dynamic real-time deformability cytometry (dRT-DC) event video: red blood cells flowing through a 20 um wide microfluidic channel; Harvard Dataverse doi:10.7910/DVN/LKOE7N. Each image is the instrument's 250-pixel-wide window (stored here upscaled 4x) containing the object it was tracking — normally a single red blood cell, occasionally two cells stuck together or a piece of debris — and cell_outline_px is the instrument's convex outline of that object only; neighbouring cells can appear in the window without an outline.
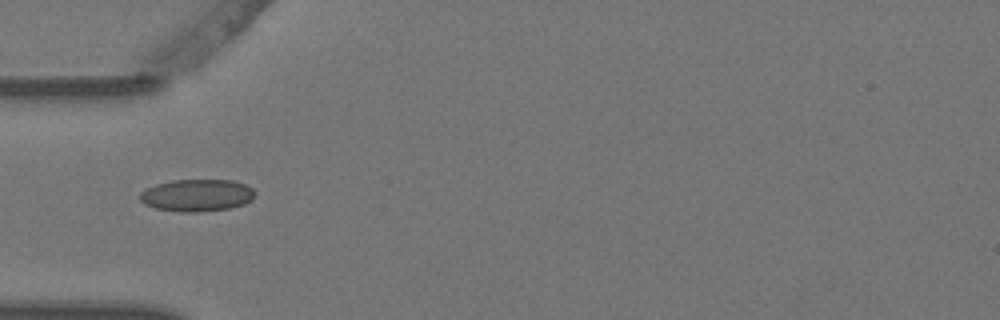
{"species": "Egyptian fruit bat (a non-hibernating species)", "species_latin": "Rousettus aegyptiacus", "temperature_condition": "warm", "stored_images_in_passage": 3, "camera_frame_rate_fps": 3000, "um_per_image_px": 0.085, "animal": {"sex": "female"}, "frame": {"image": 1, "passage_image": 1, "time_ms": 0.0, "image_size_px": [1000, 320], "cell_outline_px": [[256, 192], [252, 200], [244, 204], [232, 208], [200, 212], [180, 212], [156, 208], [144, 204], [140, 200], [140, 192], [156, 184], [172, 180], [232, 180], [244, 184], [252, 188]], "centroid_in_image_um": [16.76, 16.6], "position_along_channel_um": 68.2, "area_um2": 21.68}}
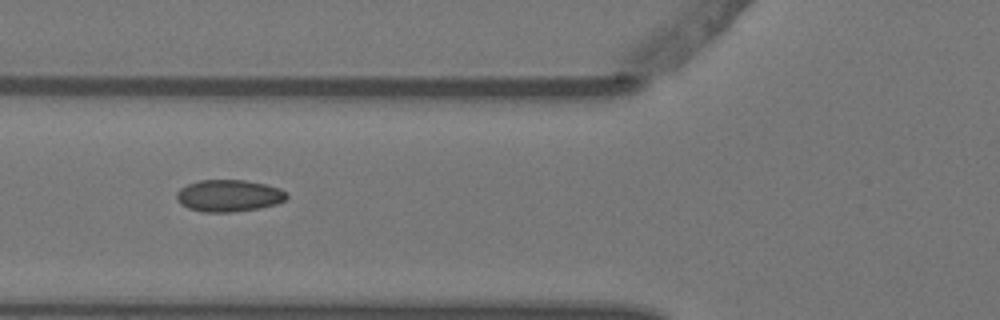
{"frame": {"image": 2, "passage_image": 2, "time_ms": 0.333, "image_size_px": [1000, 320], "cell_outline_px": [[288, 196], [284, 200], [276, 204], [260, 208], [232, 212], [204, 212], [188, 208], [180, 204], [176, 200], [176, 192], [180, 188], [188, 184], [200, 180], [244, 180], [264, 184], [280, 188]], "centroid_in_image_um": [19.41, 16.64], "position_along_channel_um": 106.4, "area_um2": 20.46}}
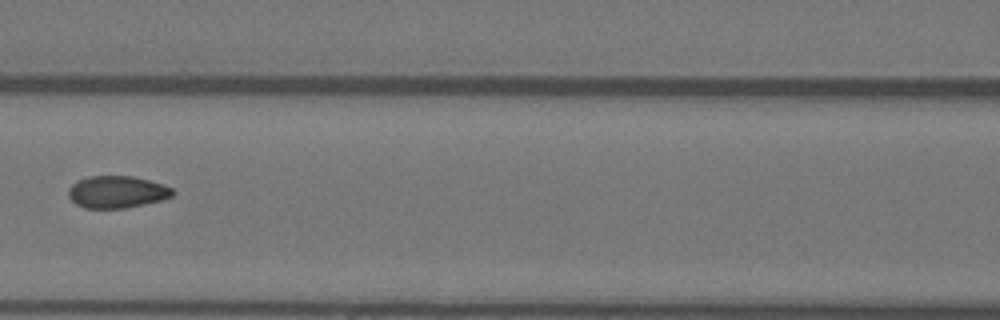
{"frame": {"image": 3, "passage_image": 3, "time_ms": 0.667, "image_size_px": [1000, 320], "cell_outline_px": [[176, 192], [172, 196], [160, 200], [144, 204], [124, 208], [84, 208], [76, 204], [68, 196], [68, 188], [72, 184], [88, 176], [132, 176], [164, 184], [172, 188]], "centroid_in_image_um": [9.94, 16.31], "position_along_channel_um": 156.7, "area_um2": 19.48}}